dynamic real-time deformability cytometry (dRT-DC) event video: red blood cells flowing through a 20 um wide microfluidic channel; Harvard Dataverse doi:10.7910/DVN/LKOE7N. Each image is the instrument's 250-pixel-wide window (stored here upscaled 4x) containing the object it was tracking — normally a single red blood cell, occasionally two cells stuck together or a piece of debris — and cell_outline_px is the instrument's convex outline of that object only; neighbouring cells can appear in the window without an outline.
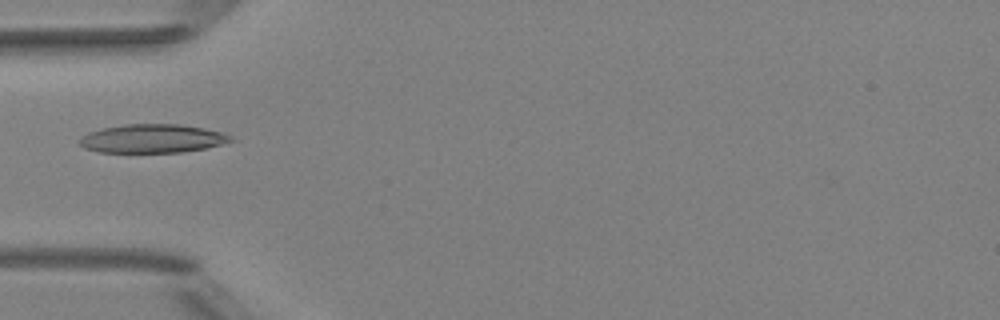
{"species": "Egyptian fruit bat (a non-hibernating species)", "species_latin": "Rousettus aegyptiacus", "temperature_condition": "room temperature", "stored_images_in_passage": 5, "camera_frame_rate_fps": 3000, "um_per_image_px": 0.085, "animal": {"sex": "female"}, "frame": {"image": 1, "passage_image": 4, "time_ms": 4.333, "image_size_px": [1000, 320], "cell_outline_px": [[236, 140], [204, 148], [180, 152], [100, 152], [84, 148], [80, 144], [80, 136], [88, 132], [100, 128], [124, 124], [180, 124], [204, 128], [220, 132], [232, 136]], "centroid_in_image_um": [12.92, 11.77], "position_along_channel_um": 72.1, "area_um2": 25.2}}
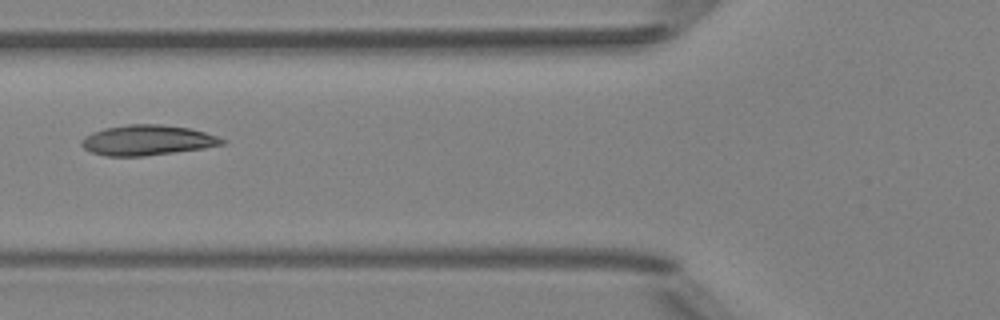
{"frame": {"image": 2, "passage_image": 5, "time_ms": 5.333, "image_size_px": [1000, 320], "cell_outline_px": [[228, 140], [224, 144], [204, 148], [144, 156], [108, 156], [92, 152], [84, 148], [80, 144], [80, 140], [84, 136], [92, 132], [104, 128], [128, 124], [160, 124], [188, 128], [204, 132]], "centroid_in_image_um": [12.5, 11.91], "position_along_channel_um": 113.3, "area_um2": 24.74}}